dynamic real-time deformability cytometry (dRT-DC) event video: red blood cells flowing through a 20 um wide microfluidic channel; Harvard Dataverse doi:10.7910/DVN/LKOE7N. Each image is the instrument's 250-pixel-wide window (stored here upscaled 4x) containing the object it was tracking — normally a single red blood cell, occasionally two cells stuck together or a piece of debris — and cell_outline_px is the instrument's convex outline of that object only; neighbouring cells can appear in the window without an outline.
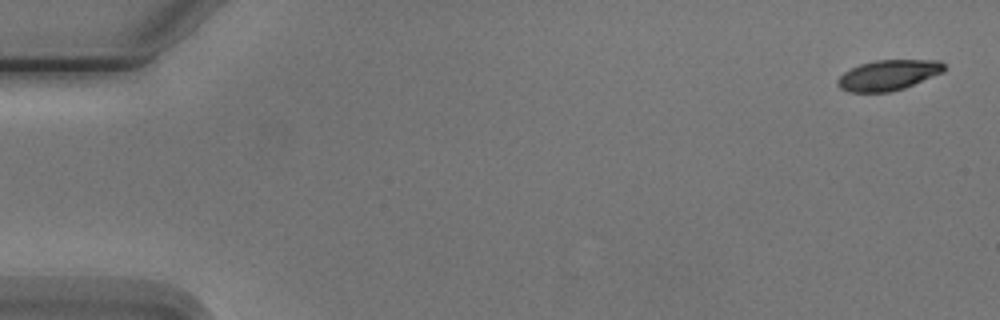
{"species": "Egyptian fruit bat (a non-hibernating species)", "species_latin": "Rousettus aegyptiacus", "temperature_condition": "cold", "stored_images_in_passage": 5, "camera_frame_rate_fps": 3000, "um_per_image_px": 0.085, "animal": {"sex": "male"}, "frame": {"image": 1, "passage_image": 1, "time_ms": 0.0, "image_size_px": [1000, 320], "cell_outline_px": [[948, 68], [944, 72], [904, 88], [888, 92], [848, 92], [840, 88], [836, 84], [836, 80], [844, 72], [860, 64], [876, 60], [940, 60]], "centroid_in_image_um": [75.52, 6.38], "position_along_channel_um": 9.5, "area_um2": 18.96}}
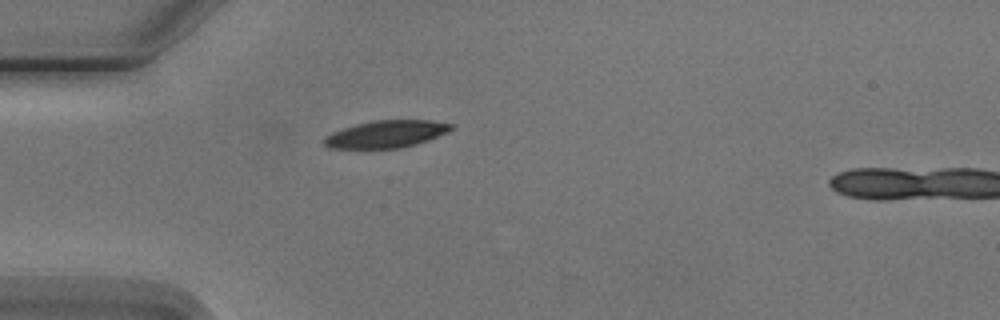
{"frame": {"image": 2, "passage_image": 5, "time_ms": 4.667, "image_size_px": [1000, 320], "cell_outline_px": [[452, 128], [448, 132], [428, 140], [416, 144], [400, 148], [328, 148], [324, 144], [324, 136], [332, 132], [356, 124], [372, 120], [432, 120], [452, 124]], "centroid_in_image_um": [32.82, 11.39], "position_along_channel_um": 52.2, "area_um2": 20.11}}